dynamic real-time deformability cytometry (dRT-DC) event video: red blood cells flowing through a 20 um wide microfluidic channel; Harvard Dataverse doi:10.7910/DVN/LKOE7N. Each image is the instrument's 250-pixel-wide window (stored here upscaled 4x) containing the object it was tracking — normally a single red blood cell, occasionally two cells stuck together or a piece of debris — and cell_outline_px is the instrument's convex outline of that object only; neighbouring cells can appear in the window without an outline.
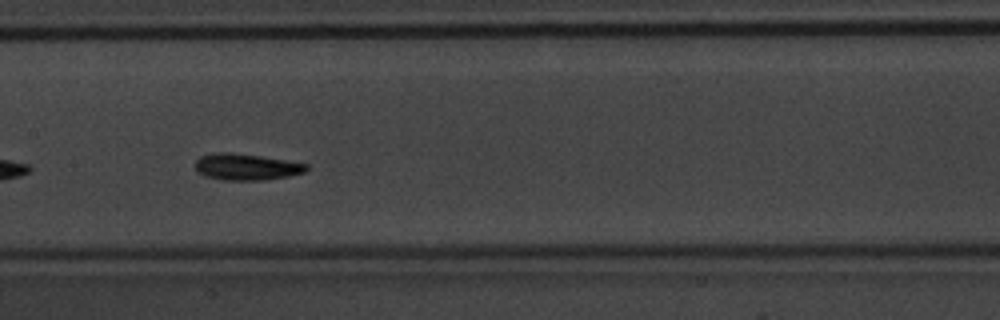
{"species": "common noctule bat (a hibernating species)", "species_latin": "Nyctalus noctula", "temperature_condition": "warm", "stored_images_in_passage": 43, "camera_frame_rate_fps": 3000, "um_per_image_px": 0.085, "animal": {"sex": "male", "body_mass_g": 20.1, "forearm_length_mm": 53.5}, "frame": {"image": 1, "passage_image": 25, "time_ms": 8.0, "image_size_px": [1000, 320], "cell_outline_px": [[308, 168], [304, 172], [288, 176], [264, 180], [220, 180], [204, 176], [196, 168], [196, 160], [200, 156], [212, 152], [232, 152], [260, 156], [308, 164]], "centroid_in_image_um": [20.9, 14.18], "position_along_channel_um": 186.5, "area_um2": 17.11}}
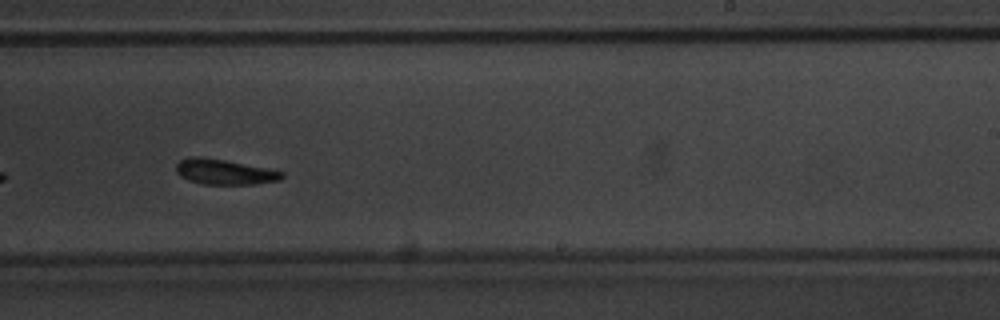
{"frame": {"image": 2, "passage_image": 31, "time_ms": 10.0, "image_size_px": [1000, 320], "cell_outline_px": [[284, 176], [280, 180], [256, 184], [204, 184], [188, 180], [180, 176], [176, 172], [176, 164], [180, 160], [188, 156], [200, 156], [224, 160], [268, 168], [284, 172]], "centroid_in_image_um": [19.06, 14.6], "position_along_channel_um": 269.9, "area_um2": 15.66}, "authors_computed_cell_mechanics": {"area_um2": 16.9932, "velocity_mm_per_s": 4.1897, "shape_relaxation_time_tau1_ms": 1.9161, "shape_relaxation_time_tau2_ms": 2.469, "deformation_change_tau1": 0.1081, "deformation_change_tau2": 0.0896}}